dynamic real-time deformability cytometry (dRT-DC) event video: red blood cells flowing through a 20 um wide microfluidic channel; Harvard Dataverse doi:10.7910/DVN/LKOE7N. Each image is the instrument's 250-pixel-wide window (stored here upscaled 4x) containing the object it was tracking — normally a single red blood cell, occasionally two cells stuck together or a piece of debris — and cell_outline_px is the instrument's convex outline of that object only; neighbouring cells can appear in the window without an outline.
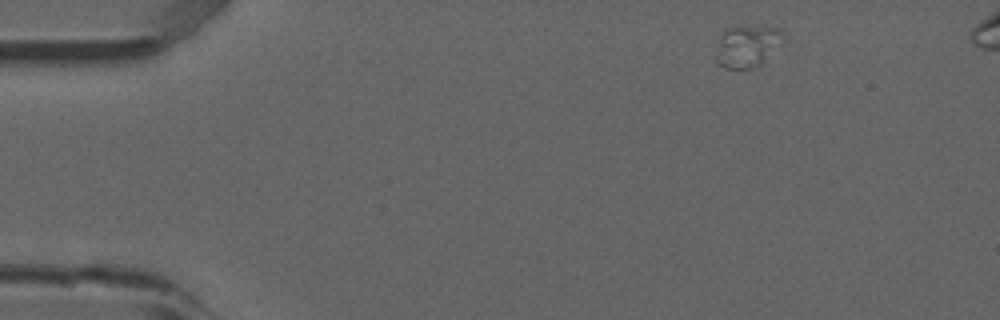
{"species": "common noctule bat (a hibernating species)", "species_latin": "Nyctalus noctula", "temperature_condition": "room temperature", "stored_images_in_passage": 48, "camera_frame_rate_fps": 3000, "um_per_image_px": 0.085, "animal": {"sex": "male", "forearm_length_mm": 52.5}, "frame": {"image": 1, "passage_image": 1, "time_ms": 0.0, "image_size_px": [1000, 320], "cell_outline_px": [[784, 32], [764, 60], [760, 64], [752, 68], [724, 68], [716, 64], [716, 56], [720, 40], [724, 32], [728, 28], [740, 24], [776, 28]], "centroid_in_image_um": [63.42, 3.9], "position_along_channel_um": 21.6, "area_um2": 15.78}}
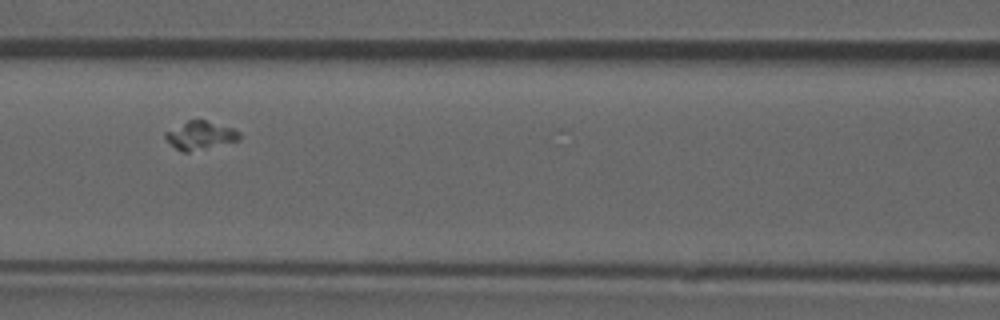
{"frame": {"image": 2, "passage_image": 18, "time_ms": 5.667, "image_size_px": [1000, 320], "cell_outline_px": [[240, 140], [188, 152], [180, 152], [164, 136], [164, 132], [188, 120], [204, 120], [232, 128], [240, 132]], "centroid_in_image_um": [17.02, 11.51], "position_along_channel_um": 149.6, "area_um2": 11.96}}
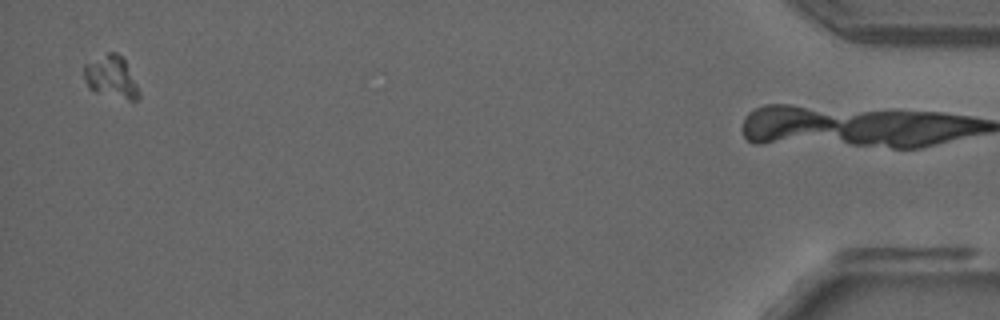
{"frame": {"image": 3, "passage_image": 47, "time_ms": 15.333, "image_size_px": [1000, 320], "cell_outline_px": [[140, 96], [136, 100], [128, 100], [96, 92], [88, 88], [84, 76], [84, 64], [108, 52], [116, 52], [124, 60], [140, 92]], "centroid_in_image_um": [9.44, 6.55], "position_along_channel_um": 425.8, "area_um2": 13.29}}